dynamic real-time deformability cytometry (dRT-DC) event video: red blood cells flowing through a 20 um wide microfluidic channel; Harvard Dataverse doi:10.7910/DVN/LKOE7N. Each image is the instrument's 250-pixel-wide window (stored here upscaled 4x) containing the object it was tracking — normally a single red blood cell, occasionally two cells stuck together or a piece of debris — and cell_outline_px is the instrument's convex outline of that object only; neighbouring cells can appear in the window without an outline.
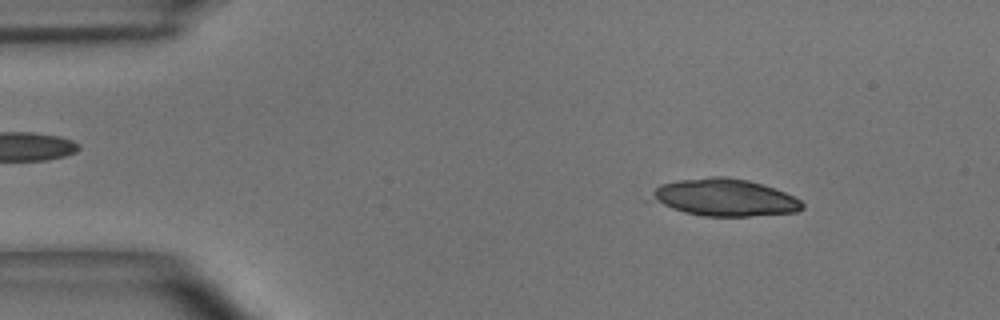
{"species": "common noctule bat (a hibernating species)", "species_latin": "Nyctalus noctula", "temperature_condition": "room temperature", "stored_images_in_passage": 46, "camera_frame_rate_fps": 3000, "um_per_image_px": 0.085, "animal": {"sex": "male", "body_mass_g": 15.6}, "frame": {"image": 1, "passage_image": 6, "time_ms": 1.667, "image_size_px": [1000, 320], "cell_outline_px": [[804, 208], [796, 212], [748, 216], [704, 216], [684, 212], [672, 208], [664, 204], [652, 192], [660, 184], [676, 180], [708, 176], [724, 176], [748, 180], [776, 188], [800, 200], [804, 204]], "centroid_in_image_um": [61.68, 16.77], "position_along_channel_um": 23.3, "area_um2": 32.25}}